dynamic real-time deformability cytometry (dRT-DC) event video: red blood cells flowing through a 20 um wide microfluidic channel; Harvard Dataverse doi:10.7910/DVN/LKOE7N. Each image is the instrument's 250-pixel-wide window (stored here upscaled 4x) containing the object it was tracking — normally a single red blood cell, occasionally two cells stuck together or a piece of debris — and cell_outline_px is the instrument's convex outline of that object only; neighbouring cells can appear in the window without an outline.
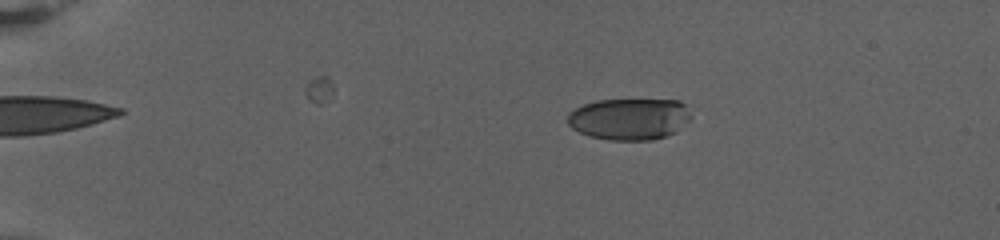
{"species": "human", "species_latin": "Homo sapiens", "temperature_condition": "warm", "stored_images_in_passage": 69, "camera_frame_rate_fps": 3000, "um_per_image_px": 0.085, "donor": {"sex": "female"}, "frame": {"image": 1, "passage_image": 16, "time_ms": 5.0, "image_size_px": [1000, 240], "cell_outline_px": [[692, 116], [676, 132], [652, 140], [608, 140], [588, 136], [572, 128], [568, 124], [568, 112], [584, 104], [596, 100], [680, 100], [684, 104]], "centroid_in_image_um": [53.48, 10.11], "position_along_channel_um": 31.5, "area_um2": 29.94}}
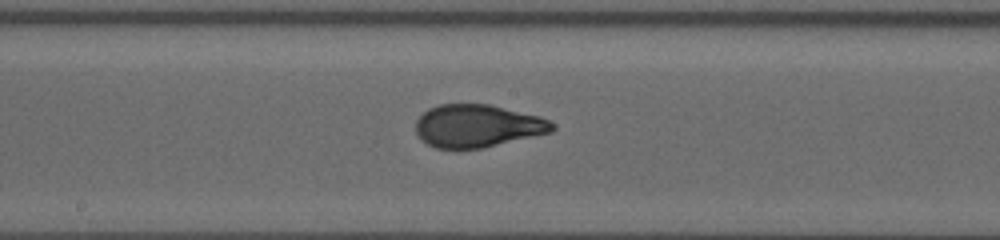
{"frame": {"image": 2, "passage_image": 45, "time_ms": 14.667, "image_size_px": [1000, 240], "cell_outline_px": [[556, 128], [552, 132], [484, 148], [436, 148], [420, 140], [416, 136], [416, 120], [428, 108], [440, 104], [488, 104], [540, 116], [548, 120]], "centroid_in_image_um": [40.56, 10.71], "position_along_channel_um": 207.6, "area_um2": 34.04}}
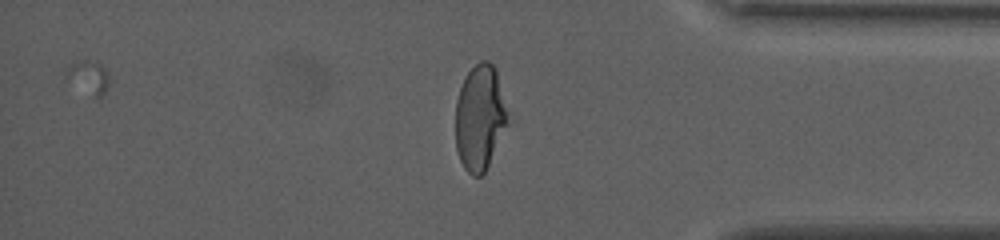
{"frame": {"image": 3, "passage_image": 67, "time_ms": 22.0, "image_size_px": [1000, 240], "cell_outline_px": [[508, 124], [484, 172], [480, 176], [472, 176], [464, 168], [460, 160], [456, 148], [456, 100], [464, 76], [480, 60], [488, 60], [496, 68], [508, 112]], "centroid_in_image_um": [40.79, 9.96], "position_along_channel_um": 394.4, "area_um2": 32.08}, "authors_computed_cell_mechanics": {"area_um2": 32.946, "velocity_mm_per_s": 2.7424, "shape_relaxation_time_tau1_ms": 10.2576, "shape_relaxation_time_tau2_ms": null, "deformation_change_tau1": 0.2967, "deformation_change_tau2": null}}